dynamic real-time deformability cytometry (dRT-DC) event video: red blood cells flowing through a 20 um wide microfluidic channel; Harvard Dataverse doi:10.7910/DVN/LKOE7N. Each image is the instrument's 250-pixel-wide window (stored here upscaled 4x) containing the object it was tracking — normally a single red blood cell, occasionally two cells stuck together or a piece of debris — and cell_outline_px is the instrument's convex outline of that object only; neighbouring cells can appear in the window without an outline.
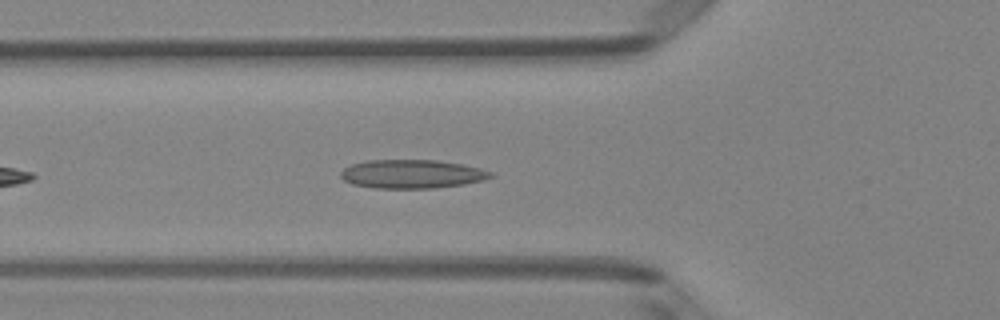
{"species": "Egyptian fruit bat (a non-hibernating species)", "species_latin": "Rousettus aegyptiacus", "temperature_condition": "room temperature", "stored_images_in_passage": 38, "camera_frame_rate_fps": 3000, "um_per_image_px": 0.085, "animal": {"sex": "female"}, "frame": {"image": 1, "passage_image": 6, "time_ms": 1.667, "image_size_px": [1000, 320], "cell_outline_px": [[496, 176], [484, 180], [464, 184], [432, 188], [372, 188], [352, 184], [344, 180], [340, 176], [340, 172], [344, 168], [352, 164], [368, 160], [436, 160], [460, 164], [480, 168], [492, 172]], "centroid_in_image_um": [35.01, 14.79], "position_along_channel_um": 90.8, "area_um2": 25.09}}
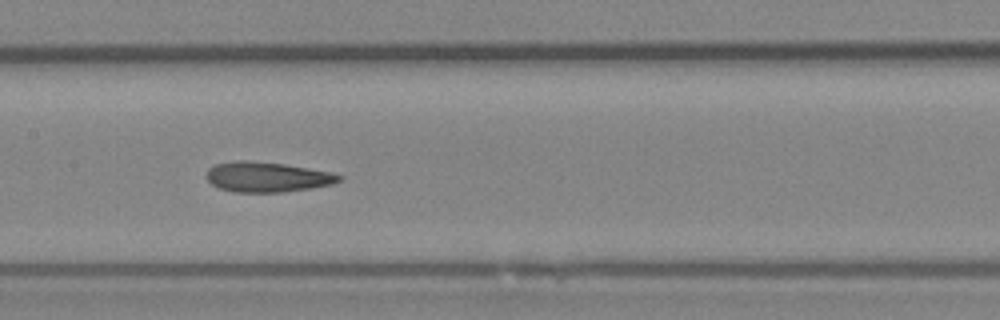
{"frame": {"image": 2, "passage_image": 13, "time_ms": 4.0, "image_size_px": [1000, 320], "cell_outline_px": [[344, 176], [340, 180], [332, 184], [312, 188], [280, 192], [236, 192], [220, 188], [212, 184], [208, 180], [208, 168], [216, 164], [236, 160], [248, 160], [284, 164], [308, 168], [328, 172]], "centroid_in_image_um": [22.71, 15.04], "position_along_channel_um": 184.7, "area_um2": 23.0}}
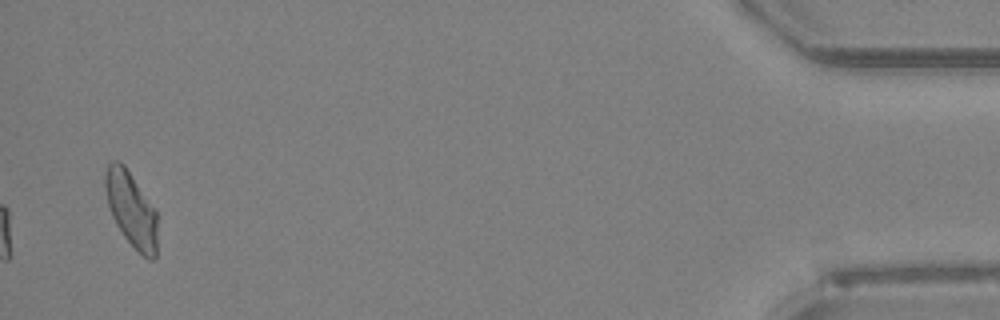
{"frame": {"image": 3, "passage_image": 37, "time_ms": 12.0, "image_size_px": [1000, 320], "cell_outline_px": [[156, 260], [148, 260], [124, 236], [116, 224], [112, 216], [108, 204], [104, 188], [104, 176], [108, 164], [112, 160], [116, 160], [124, 164], [156, 208]], "centroid_in_image_um": [11.15, 17.75], "position_along_channel_um": 424.0, "area_um2": 22.83}, "authors_computed_cell_mechanics": {"area_um2": 23.2645, "velocity_mm_per_s": 4.0308, "shape_relaxation_time_tau1_ms": 9.2434, "shape_relaxation_time_tau2_ms": 2.5746, "deformation_change_tau1": 0.1895, "deformation_change_tau2": 0.1088}}